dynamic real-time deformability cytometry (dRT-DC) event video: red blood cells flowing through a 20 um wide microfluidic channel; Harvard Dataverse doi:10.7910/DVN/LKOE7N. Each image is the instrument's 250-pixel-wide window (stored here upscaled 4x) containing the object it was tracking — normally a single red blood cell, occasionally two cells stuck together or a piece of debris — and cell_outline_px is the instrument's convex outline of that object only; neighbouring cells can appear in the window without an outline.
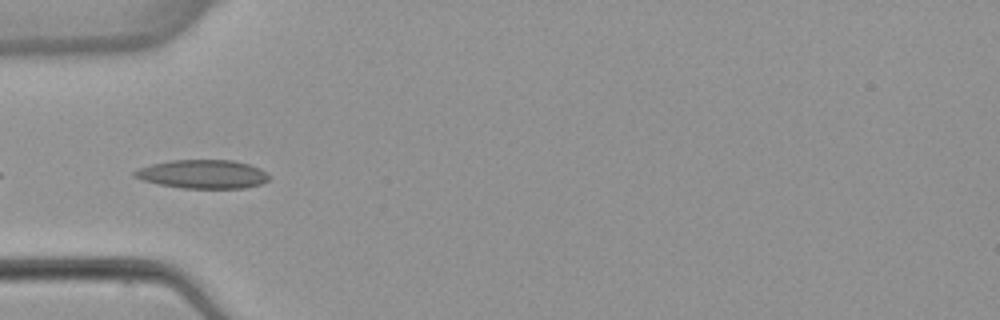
{"species": "common noctule bat (a hibernating species)", "species_latin": "Nyctalus noctula", "temperature_condition": "warm", "stored_images_in_passage": 7, "camera_frame_rate_fps": 3000, "um_per_image_px": 0.085, "animal": {"sex": "female", "body_mass_g": 22.7, "forearm_length_mm": 54.2}, "frame": {"image": 1, "passage_image": 5, "time_ms": 5.0, "image_size_px": [1000, 320], "cell_outline_px": [[268, 180], [260, 184], [244, 188], [184, 188], [160, 184], [144, 180], [132, 176], [132, 172], [136, 168], [152, 164], [172, 160], [232, 160], [248, 164], [260, 168], [268, 172]], "centroid_in_image_um": [17.22, 14.79], "position_along_channel_um": 67.8, "area_um2": 22.43}}
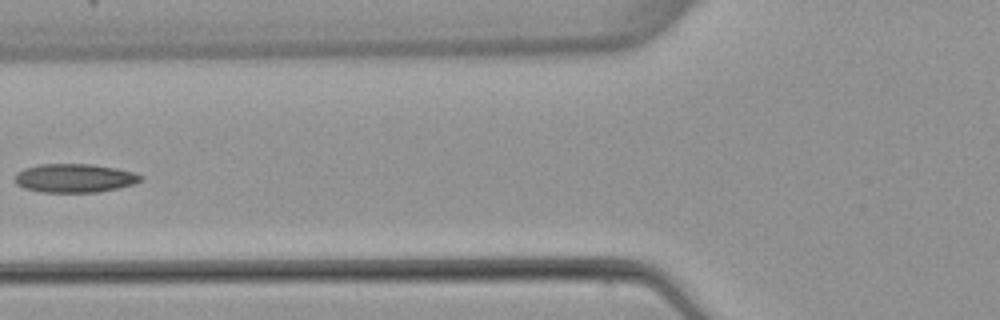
{"frame": {"image": 2, "passage_image": 6, "time_ms": 6.333, "image_size_px": [1000, 320], "cell_outline_px": [[144, 176], [140, 180], [132, 184], [116, 188], [96, 192], [44, 192], [24, 188], [16, 184], [16, 172], [24, 168], [40, 164], [92, 164], [116, 168], [136, 172]], "centroid_in_image_um": [6.33, 15.13], "position_along_channel_um": 119.5, "area_um2": 20.92}}
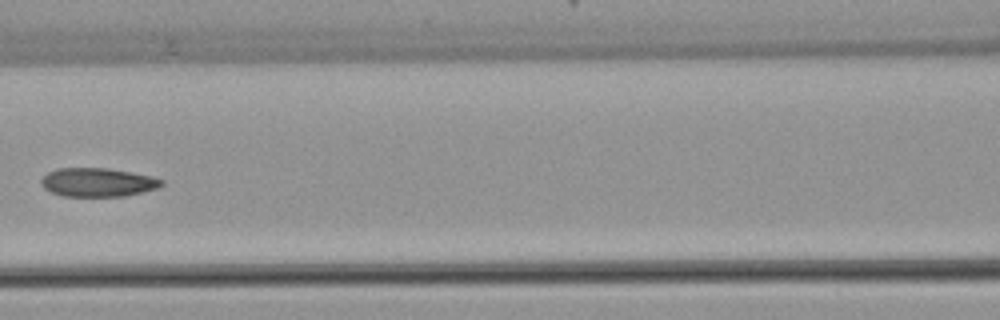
{"frame": {"image": 3, "passage_image": 7, "time_ms": 7.333, "image_size_px": [1000, 320], "cell_outline_px": [[164, 184], [156, 188], [124, 196], [64, 196], [52, 192], [44, 188], [40, 184], [40, 180], [48, 172], [56, 168], [108, 168], [132, 172], [152, 176], [164, 180]], "centroid_in_image_um": [8.3, 15.48], "position_along_channel_um": 158.3, "area_um2": 20.11}}